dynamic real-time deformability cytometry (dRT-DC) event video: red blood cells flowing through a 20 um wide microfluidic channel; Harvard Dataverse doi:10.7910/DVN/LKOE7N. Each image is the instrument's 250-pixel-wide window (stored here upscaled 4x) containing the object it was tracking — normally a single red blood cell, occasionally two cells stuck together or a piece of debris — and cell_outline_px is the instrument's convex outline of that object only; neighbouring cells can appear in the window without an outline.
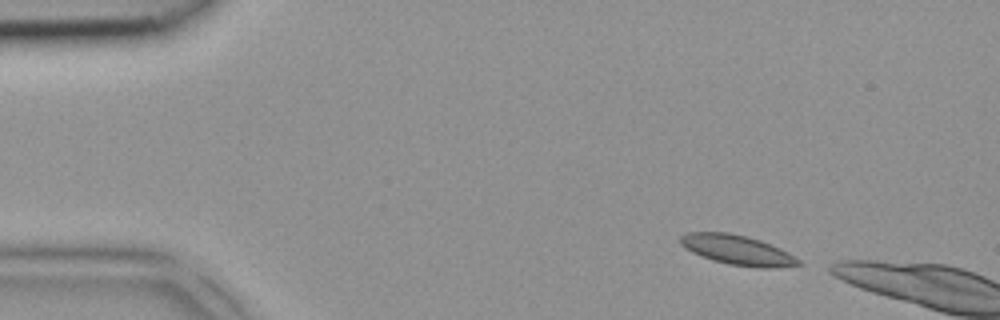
{"species": "common noctule bat (a hibernating species)", "species_latin": "Nyctalus noctula", "temperature_condition": "room temperature", "stored_images_in_passage": 2, "camera_frame_rate_fps": 3000, "um_per_image_px": 0.085, "animal": {"sex": "female", "body_mass_g": 18.4}, "frame": {"image": 1, "passage_image": 1, "time_ms": 0.0, "image_size_px": [1000, 320], "cell_outline_px": [[804, 264], [776, 268], [760, 268], [728, 264], [712, 260], [700, 256], [684, 248], [680, 244], [680, 236], [688, 232], [728, 232], [760, 240], [780, 248], [788, 252], [800, 260]], "centroid_in_image_um": [62.67, 21.26], "position_along_channel_um": 22.3, "area_um2": 20.58}}